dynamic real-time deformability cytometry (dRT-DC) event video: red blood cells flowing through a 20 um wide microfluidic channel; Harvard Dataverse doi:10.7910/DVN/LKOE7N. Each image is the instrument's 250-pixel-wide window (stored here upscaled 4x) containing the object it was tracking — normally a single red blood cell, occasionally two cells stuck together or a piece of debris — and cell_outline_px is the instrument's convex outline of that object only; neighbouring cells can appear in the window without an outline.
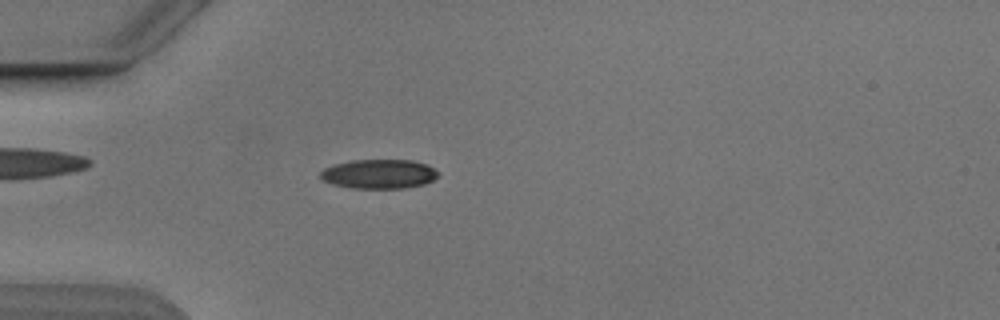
{"species": "Egyptian fruit bat (a non-hibernating species)", "species_latin": "Rousettus aegyptiacus", "temperature_condition": "cold", "stored_images_in_passage": 5, "camera_frame_rate_fps": 3000, "um_per_image_px": 0.085, "animal": {"sex": "male"}, "frame": {"image": 1, "passage_image": 5, "time_ms": 4.667, "image_size_px": [1000, 320], "cell_outline_px": [[440, 172], [432, 180], [424, 184], [404, 188], [352, 188], [332, 184], [324, 180], [320, 176], [320, 172], [324, 168], [332, 164], [352, 160], [412, 160], [428, 164]], "centroid_in_image_um": [32.21, 14.78], "position_along_channel_um": 52.8, "area_um2": 20.17}}